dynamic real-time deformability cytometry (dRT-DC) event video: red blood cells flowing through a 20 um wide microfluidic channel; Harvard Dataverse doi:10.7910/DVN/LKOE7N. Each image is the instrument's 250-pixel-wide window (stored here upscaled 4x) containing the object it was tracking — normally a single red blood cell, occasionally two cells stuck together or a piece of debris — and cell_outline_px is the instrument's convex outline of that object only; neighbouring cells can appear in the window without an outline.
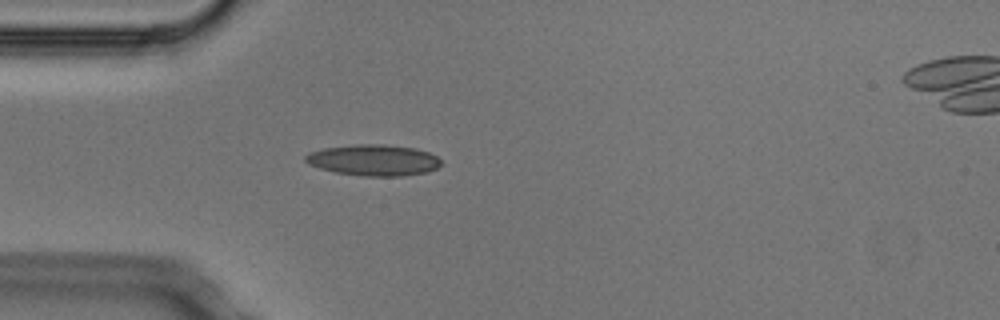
{"species": "Egyptian fruit bat (a non-hibernating species)", "species_latin": "Rousettus aegyptiacus", "temperature_condition": "cold", "stored_images_in_passage": 1, "camera_frame_rate_fps": 3000, "um_per_image_px": 0.085, "animal": {"sex": "male"}, "frame": {"image": 1, "passage_image": 1, "time_ms": 0.0, "image_size_px": [1000, 320], "cell_outline_px": [[444, 164], [428, 172], [400, 176], [364, 176], [336, 172], [320, 168], [308, 164], [304, 160], [304, 156], [308, 152], [324, 148], [356, 144], [384, 144], [416, 148], [428, 152], [436, 156]], "centroid_in_image_um": [31.76, 13.6], "position_along_channel_um": 53.2, "area_um2": 24.74}}